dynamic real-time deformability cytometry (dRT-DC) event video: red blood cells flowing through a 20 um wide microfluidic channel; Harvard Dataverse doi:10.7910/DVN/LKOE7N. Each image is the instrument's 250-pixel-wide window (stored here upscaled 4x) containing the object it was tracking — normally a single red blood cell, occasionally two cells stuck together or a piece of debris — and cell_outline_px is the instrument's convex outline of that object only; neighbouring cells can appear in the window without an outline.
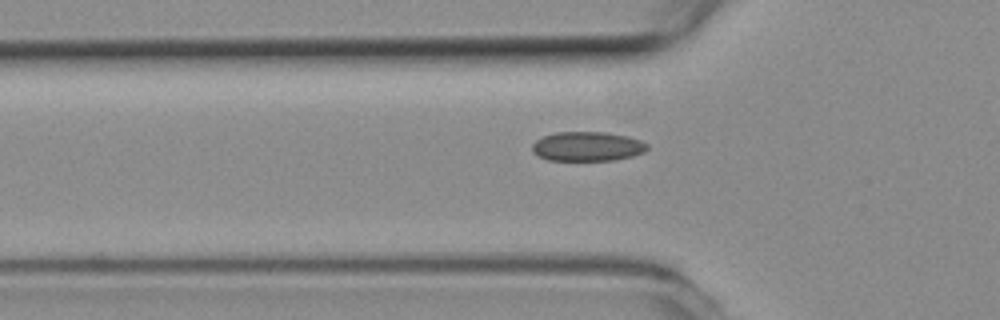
{"species": "common noctule bat (a hibernating species)", "species_latin": "Nyctalus noctula", "temperature_condition": "room temperature", "stored_images_in_passage": 31, "camera_frame_rate_fps": 3000, "um_per_image_px": 0.085, "animal": {"sex": "female", "body_mass_g": 19.3, "forearm_length_mm": 54.1}, "frame": {"image": 1, "passage_image": 2, "time_ms": 0.333, "image_size_px": [1000, 320], "cell_outline_px": [[648, 148], [644, 152], [632, 156], [616, 160], [548, 160], [532, 152], [532, 144], [536, 140], [544, 136], [556, 132], [604, 132], [628, 136], [640, 140], [648, 144]], "centroid_in_image_um": [49.94, 12.44], "position_along_channel_um": 75.9, "area_um2": 19.71}}
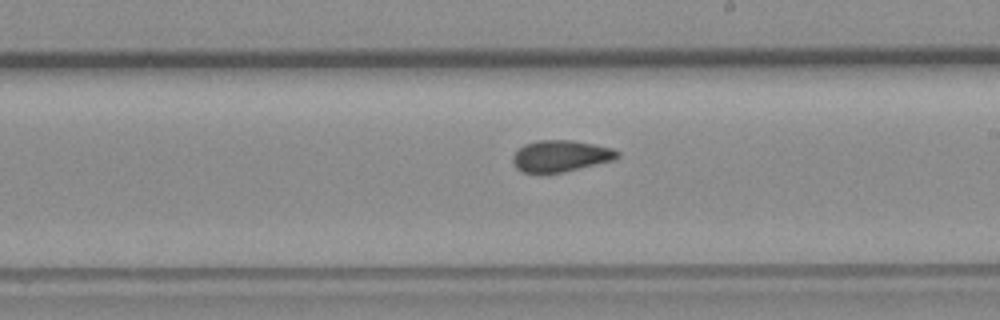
{"frame": {"image": 2, "passage_image": 15, "time_ms": 4.667, "image_size_px": [1000, 320], "cell_outline_px": [[620, 156], [612, 160], [580, 168], [560, 172], [520, 172], [512, 164], [512, 156], [524, 144], [540, 140], [572, 140], [612, 148], [620, 152]], "centroid_in_image_um": [47.63, 13.25], "position_along_channel_um": 241.4, "area_um2": 18.96}}
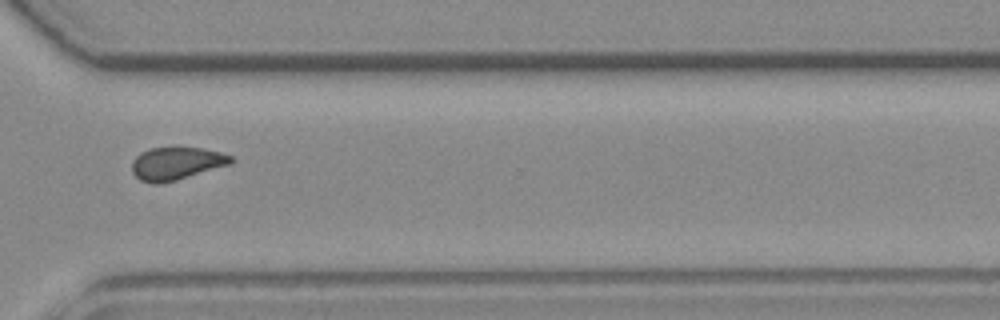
{"frame": {"image": 3, "passage_image": 24, "time_ms": 7.667, "image_size_px": [1000, 320], "cell_outline_px": [[232, 164], [176, 180], [160, 184], [152, 184], [140, 180], [132, 172], [132, 160], [140, 152], [152, 148], [176, 144], [200, 148], [220, 152], [232, 156]], "centroid_in_image_um": [14.97, 13.85], "position_along_channel_um": 355.6, "area_um2": 19.54}, "authors_computed_cell_mechanics": {"area_um2": 19.1896, "velocity_mm_per_s": 3.8068, "shape_relaxation_time_tau1_ms": null, "shape_relaxation_time_tau2_ms": 1.7388, "deformation_change_tau1": null, "deformation_change_tau2": 0.0595}}